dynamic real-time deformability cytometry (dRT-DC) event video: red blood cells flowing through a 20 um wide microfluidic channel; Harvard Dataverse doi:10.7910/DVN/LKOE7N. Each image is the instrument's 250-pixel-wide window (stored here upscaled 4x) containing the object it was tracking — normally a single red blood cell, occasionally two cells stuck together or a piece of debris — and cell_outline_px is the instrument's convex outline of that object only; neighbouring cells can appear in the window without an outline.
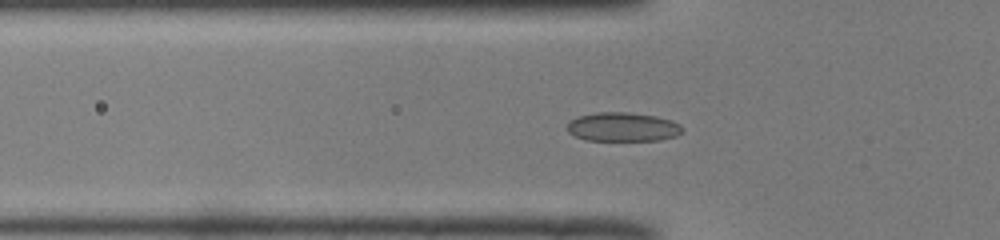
{"species": "common noctule bat (a hibernating species)", "species_latin": "Nyctalus noctula", "temperature_condition": "room temperature", "stored_images_in_passage": 52, "camera_frame_rate_fps": 3000, "um_per_image_px": 0.085, "animal": {"sex": "male", "body_mass_g": 19.0, "forearm_length_mm": 50.8}, "frame": {"image": 1, "passage_image": 17, "time_ms": 5.333, "image_size_px": [1000, 240], "cell_outline_px": [[680, 132], [676, 136], [660, 140], [584, 140], [568, 132], [564, 128], [572, 120], [580, 116], [596, 112], [628, 112], [656, 116], [672, 120], [680, 124]], "centroid_in_image_um": [52.91, 10.79], "position_along_channel_um": 72.9, "area_um2": 19.36}}
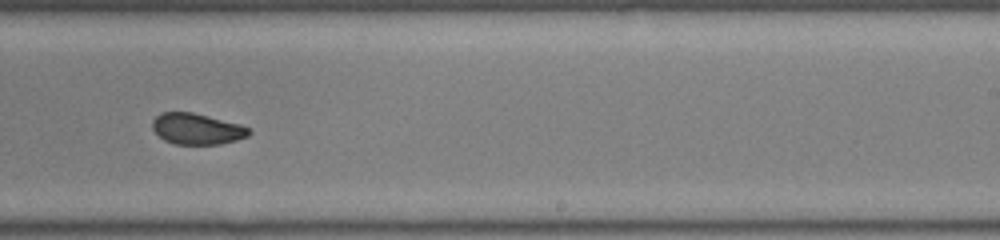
{"frame": {"image": 2, "passage_image": 32, "time_ms": 10.333, "image_size_px": [1000, 240], "cell_outline_px": [[252, 132], [248, 136], [236, 140], [220, 144], [172, 144], [164, 140], [152, 128], [152, 120], [156, 116], [164, 112], [192, 112], [240, 124], [248, 128]], "centroid_in_image_um": [16.73, 10.96], "position_along_channel_um": 272.3, "area_um2": 17.4}}
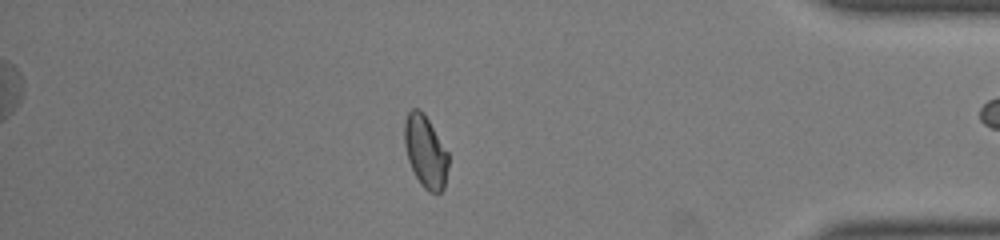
{"frame": {"image": 3, "passage_image": 44, "time_ms": 14.333, "image_size_px": [1000, 240], "cell_outline_px": [[448, 168], [444, 188], [440, 192], [428, 192], [420, 184], [408, 160], [404, 144], [404, 120], [408, 112], [412, 108], [420, 108], [424, 112], [448, 152]], "centroid_in_image_um": [36.16, 12.86], "position_along_channel_um": 399.0, "area_um2": 18.61}}